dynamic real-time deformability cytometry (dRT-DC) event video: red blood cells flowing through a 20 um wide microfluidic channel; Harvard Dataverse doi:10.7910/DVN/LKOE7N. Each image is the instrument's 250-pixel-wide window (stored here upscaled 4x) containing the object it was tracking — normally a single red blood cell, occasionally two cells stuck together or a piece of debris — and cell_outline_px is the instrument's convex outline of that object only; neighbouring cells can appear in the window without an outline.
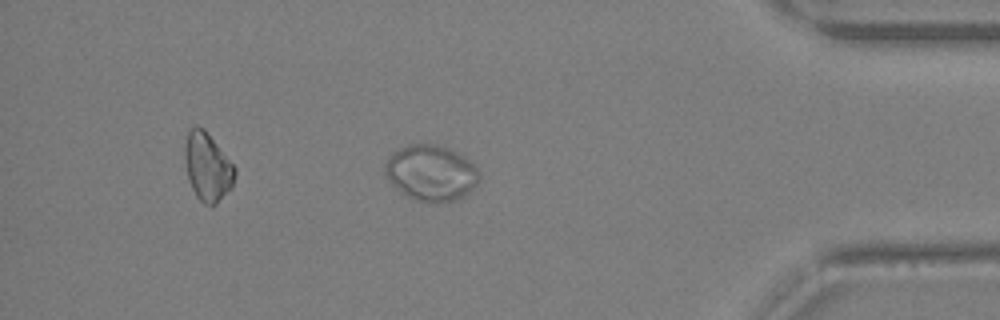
{"species": "Egyptian fruit bat (a non-hibernating species)", "species_latin": "Rousettus aegyptiacus", "temperature_condition": "warm", "stored_images_in_passage": 32, "camera_frame_rate_fps": 3000, "um_per_image_px": 0.085, "animal": {"sex": "female"}, "frame": {"image": 1, "passage_image": 28, "time_ms": 9.0, "image_size_px": [1000, 320], "cell_outline_px": [[480, 180], [468, 192], [452, 200], [416, 200], [404, 196], [384, 176], [384, 164], [388, 156], [392, 152], [408, 144], [436, 144], [448, 148], [464, 156], [476, 164], [480, 172]], "centroid_in_image_um": [36.6, 14.65], "position_along_channel_um": 398.6, "area_um2": 30.58}}